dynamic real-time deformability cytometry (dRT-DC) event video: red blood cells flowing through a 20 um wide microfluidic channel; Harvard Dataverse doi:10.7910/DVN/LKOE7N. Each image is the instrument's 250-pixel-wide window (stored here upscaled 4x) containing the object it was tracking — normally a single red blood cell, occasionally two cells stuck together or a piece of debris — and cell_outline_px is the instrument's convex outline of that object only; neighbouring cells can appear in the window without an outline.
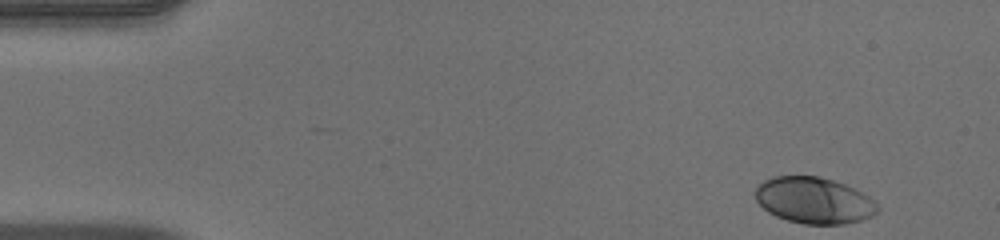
{"species": "human", "species_latin": "Homo sapiens", "temperature_condition": "warm", "stored_images_in_passage": 48, "camera_frame_rate_fps": 3000, "um_per_image_px": 0.085, "donor": {"sex": "male"}, "frame": {"image": 1, "passage_image": 1, "time_ms": 0.0, "image_size_px": [1000, 240], "cell_outline_px": [[880, 208], [872, 216], [860, 220], [844, 224], [804, 224], [788, 220], [776, 216], [768, 212], [756, 200], [756, 184], [772, 176], [820, 176], [844, 184], [868, 196]], "centroid_in_image_um": [69.16, 17.03], "position_along_channel_um": 15.8, "area_um2": 32.83}}
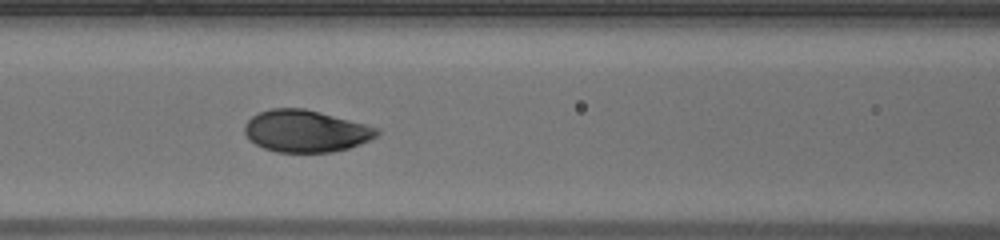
{"frame": {"image": 2, "passage_image": 19, "time_ms": 6.0, "image_size_px": [1000, 240], "cell_outline_px": [[380, 132], [376, 136], [368, 140], [348, 148], [332, 152], [276, 152], [264, 148], [256, 144], [244, 132], [244, 124], [252, 116], [260, 112], [272, 108], [304, 108], [320, 112], [380, 128]], "centroid_in_image_um": [25.98, 11.14], "position_along_channel_um": 140.6, "area_um2": 32.14}}
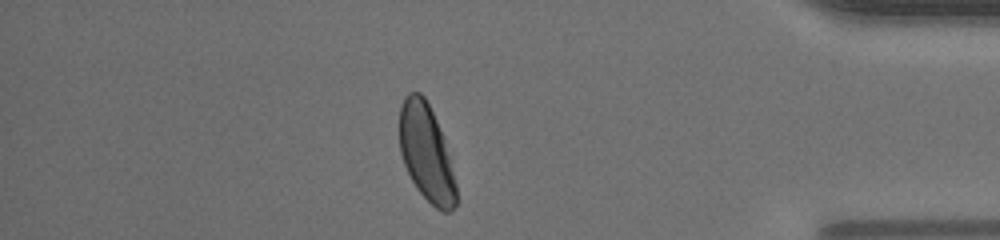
{"frame": {"image": 3, "passage_image": 41, "time_ms": 13.333, "image_size_px": [1000, 240], "cell_outline_px": [[456, 204], [448, 212], [444, 212], [436, 208], [416, 188], [404, 164], [400, 152], [400, 104], [404, 96], [408, 92], [420, 92], [424, 96], [436, 120], [444, 140], [456, 184]], "centroid_in_image_um": [36.22, 12.97], "position_along_channel_um": 399.0, "area_um2": 31.5}, "authors_computed_cell_mechanics": {"area_um2": 32.946, "velocity_mm_per_s": 3.9916, "shape_relaxation_time_tau1_ms": 2.4706, "shape_relaxation_time_tau2_ms": null, "deformation_change_tau1": 0.1683, "deformation_change_tau2": null}}